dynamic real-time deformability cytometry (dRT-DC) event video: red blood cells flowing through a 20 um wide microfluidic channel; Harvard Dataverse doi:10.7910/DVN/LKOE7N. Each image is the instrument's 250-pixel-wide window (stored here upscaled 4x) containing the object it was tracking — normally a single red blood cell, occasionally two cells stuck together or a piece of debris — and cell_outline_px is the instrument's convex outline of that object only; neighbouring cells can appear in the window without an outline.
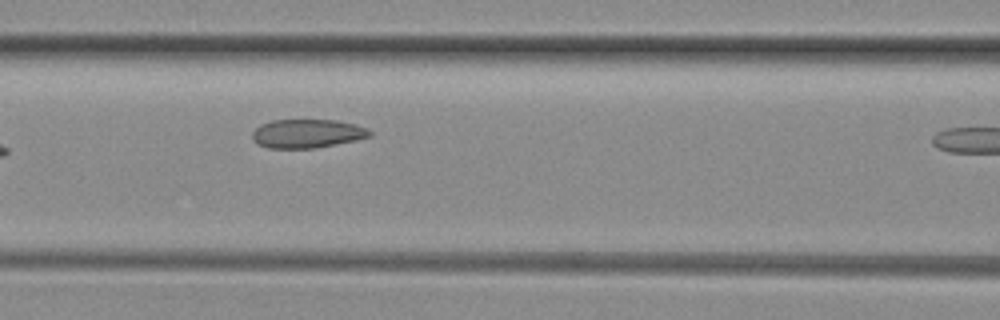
{"species": "common noctule bat (a hibernating species)", "species_latin": "Nyctalus noctula", "temperature_condition": "room temperature", "stored_images_in_passage": 7, "segment_of_instrument_passage": [1, 2], "camera_frame_rate_fps": 3000, "um_per_image_px": 0.085, "animal": {"sex": "female", "body_mass_g": 29.2, "forearm_length_mm": 56.3}, "frame": {"image": 1, "passage_image": 6, "time_ms": 1.667, "image_size_px": [1000, 320], "cell_outline_px": [[372, 136], [356, 140], [316, 148], [268, 148], [252, 140], [252, 132], [260, 124], [272, 120], [336, 120], [356, 124], [368, 128], [372, 132]], "centroid_in_image_um": [26.13, 11.35], "position_along_channel_um": 140.5, "area_um2": 19.77}}